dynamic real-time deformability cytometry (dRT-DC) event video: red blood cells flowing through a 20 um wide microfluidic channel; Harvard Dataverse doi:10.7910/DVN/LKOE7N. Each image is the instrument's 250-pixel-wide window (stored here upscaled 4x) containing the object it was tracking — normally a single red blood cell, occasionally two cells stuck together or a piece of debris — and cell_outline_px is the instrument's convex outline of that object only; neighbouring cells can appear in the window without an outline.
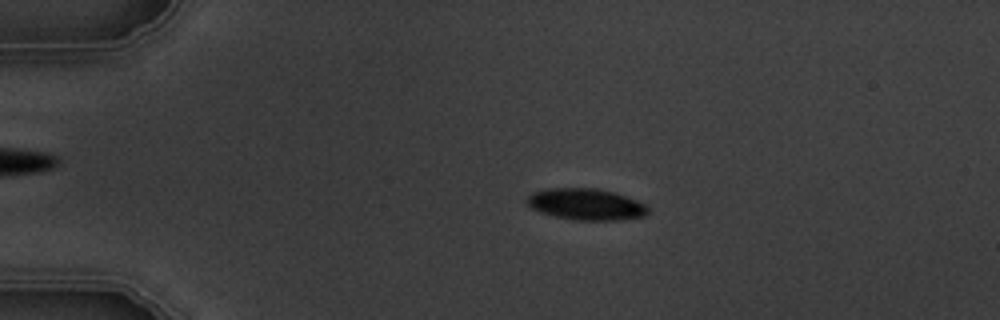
{"species": "common noctule bat (a hibernating species)", "species_latin": "Nyctalus noctula", "temperature_condition": "warm", "stored_images_in_passage": 5, "camera_frame_rate_fps": 3000, "um_per_image_px": 0.085, "animal": {"sex": "male", "body_mass_g": 19.5, "forearm_length_mm": 54.6}, "frame": {"image": 1, "passage_image": 3, "time_ms": 2.0, "image_size_px": [1000, 320], "cell_outline_px": [[652, 208], [644, 216], [620, 220], [576, 220], [556, 216], [540, 212], [532, 208], [528, 204], [528, 196], [532, 192], [544, 188], [596, 188], [616, 192], [636, 200]], "centroid_in_image_um": [49.84, 17.35], "position_along_channel_um": 35.2, "area_um2": 22.25}}
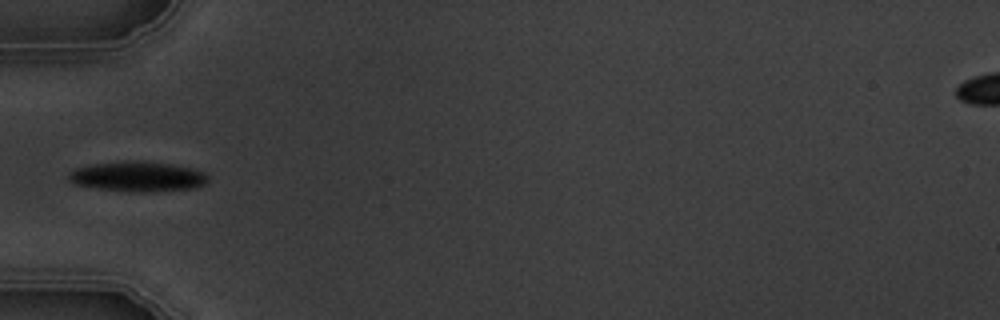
{"frame": {"image": 2, "passage_image": 5, "time_ms": 4.333, "image_size_px": [1000, 320], "cell_outline_px": [[208, 180], [204, 184], [192, 188], [152, 192], [132, 192], [100, 188], [76, 184], [68, 180], [68, 176], [76, 168], [96, 164], [144, 160], [172, 164], [192, 168], [204, 172], [208, 176]], "centroid_in_image_um": [11.77, 15.01], "position_along_channel_um": 73.2, "area_um2": 24.1}}